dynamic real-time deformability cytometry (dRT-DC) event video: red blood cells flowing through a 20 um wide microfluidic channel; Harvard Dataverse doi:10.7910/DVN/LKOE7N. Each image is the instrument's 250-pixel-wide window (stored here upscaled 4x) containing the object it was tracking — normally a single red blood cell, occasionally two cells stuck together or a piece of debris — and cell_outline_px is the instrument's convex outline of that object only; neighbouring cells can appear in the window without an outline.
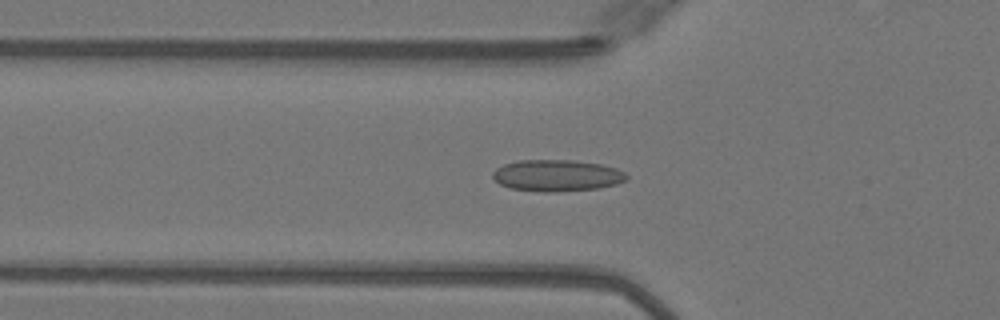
{"species": "Egyptian fruit bat (a non-hibernating species)", "species_latin": "Rousettus aegyptiacus", "temperature_condition": "warm", "stored_images_in_passage": 49, "camera_frame_rate_fps": 3000, "um_per_image_px": 0.085, "animal": {"sex": "female"}, "frame": {"image": 1, "passage_image": 17, "time_ms": 5.333, "image_size_px": [1000, 320], "cell_outline_px": [[628, 176], [624, 180], [616, 184], [600, 188], [556, 192], [544, 192], [508, 188], [500, 184], [492, 176], [492, 172], [496, 168], [504, 164], [520, 160], [572, 160], [600, 164], [616, 168], [624, 172]], "centroid_in_image_um": [47.31, 14.92], "position_along_channel_um": 78.5, "area_um2": 24.62}}
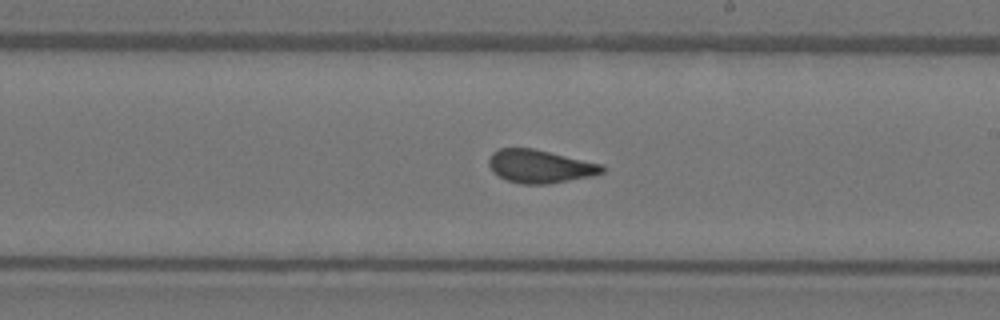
{"frame": {"image": 2, "passage_image": 29, "time_ms": 9.333, "image_size_px": [1000, 320], "cell_outline_px": [[604, 172], [592, 176], [548, 184], [520, 184], [508, 180], [500, 176], [488, 164], [488, 160], [492, 152], [500, 148], [532, 148], [604, 164]], "centroid_in_image_um": [45.93, 14.13], "position_along_channel_um": 243.1, "area_um2": 21.79}}
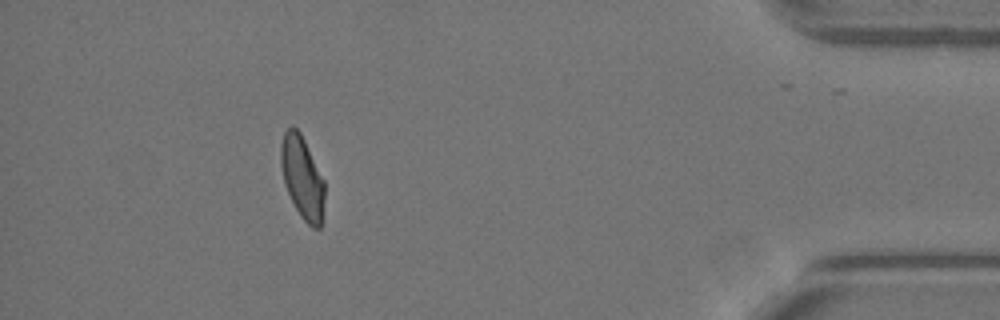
{"frame": {"image": 3, "passage_image": 45, "time_ms": 14.667, "image_size_px": [1000, 320], "cell_outline_px": [[324, 200], [320, 228], [312, 228], [300, 216], [284, 184], [280, 164], [280, 144], [284, 132], [292, 124], [300, 132], [324, 180]], "centroid_in_image_um": [25.67, 15.06], "position_along_channel_um": 409.5, "area_um2": 20.92}, "authors_computed_cell_mechanics": {"area_um2": 22.1952, "velocity_mm_per_s": 4.0877, "shape_relaxation_time_tau1_ms": null, "shape_relaxation_time_tau2_ms": 0.8703, "deformation_change_tau1": null, "deformation_change_tau2": 0.0788}}